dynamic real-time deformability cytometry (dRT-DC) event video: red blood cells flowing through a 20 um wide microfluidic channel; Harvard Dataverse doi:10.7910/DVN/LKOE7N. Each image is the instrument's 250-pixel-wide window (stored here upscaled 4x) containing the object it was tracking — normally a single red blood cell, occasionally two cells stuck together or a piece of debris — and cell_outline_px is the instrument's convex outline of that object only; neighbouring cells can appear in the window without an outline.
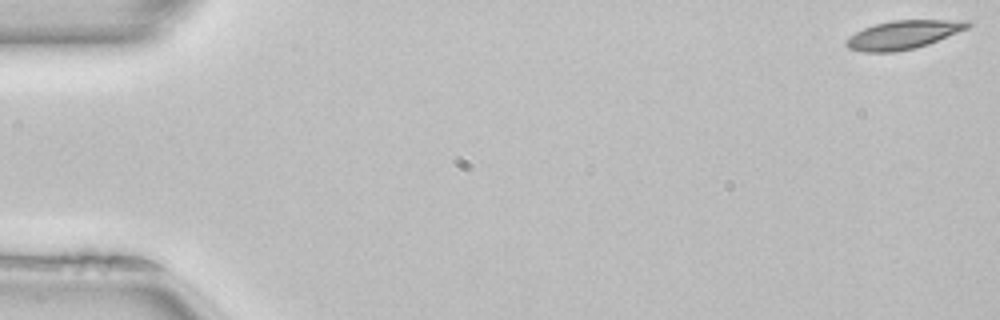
{"species": "common noctule bat (a hibernating species)", "species_latin": "Nyctalus noctula", "temperature_condition": "room temperature", "stored_images_in_passage": 51, "camera_frame_rate_fps": 3000, "um_per_image_px": 0.085, "animal": {"sex": "female", "body_mass_g": 22.7, "forearm_length_mm": 54.2}, "frame": {"image": 1, "passage_image": 1, "time_ms": 0.0, "image_size_px": [1000, 320], "cell_outline_px": [[972, 24], [968, 28], [928, 44], [916, 48], [892, 52], [864, 52], [848, 48], [844, 44], [844, 40], [848, 36], [864, 28], [876, 24], [892, 20], [972, 20]], "centroid_in_image_um": [76.76, 2.95], "position_along_channel_um": 8.2, "area_um2": 20.29}}
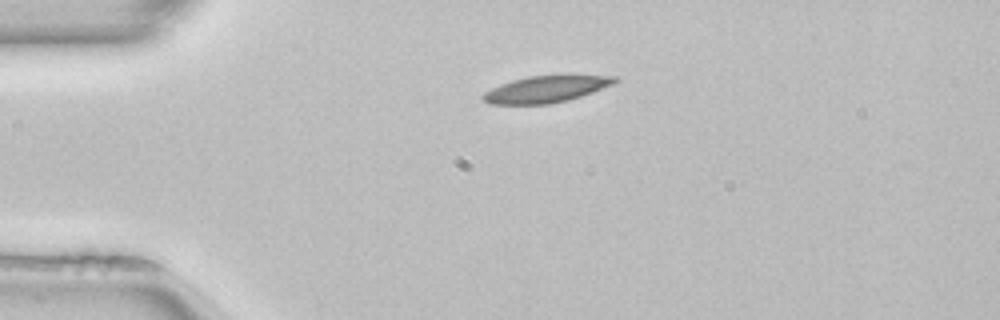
{"frame": {"image": 2, "passage_image": 12, "time_ms": 3.667, "image_size_px": [1000, 320], "cell_outline_px": [[620, 80], [612, 84], [592, 92], [568, 100], [548, 104], [488, 104], [480, 96], [484, 92], [500, 84], [512, 80], [528, 76], [616, 76]], "centroid_in_image_um": [46.35, 7.59], "position_along_channel_um": 38.6, "area_um2": 20.11}}
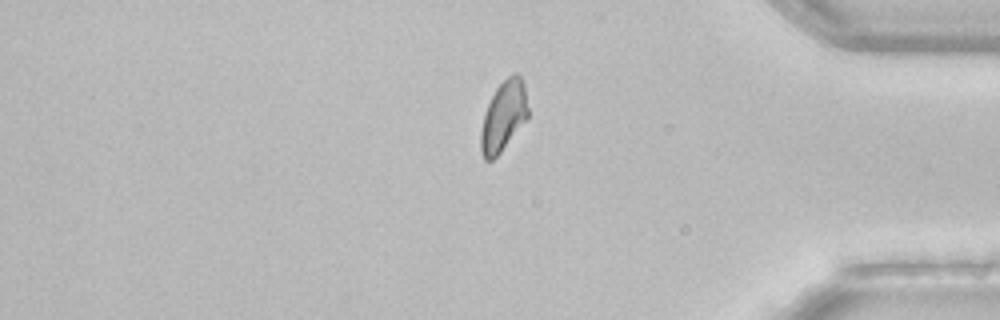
{"frame": {"image": 3, "passage_image": 43, "time_ms": 14.0, "image_size_px": [1000, 320], "cell_outline_px": [[528, 116], [500, 152], [492, 160], [484, 160], [480, 152], [480, 132], [484, 112], [496, 88], [508, 76], [516, 72], [520, 76], [524, 84], [528, 108]], "centroid_in_image_um": [42.77, 9.87], "position_along_channel_um": 392.4, "area_um2": 19.07}, "authors_computed_cell_mechanics": {"area_um2": 20.0566, "velocity_mm_per_s": 4.0019, "shape_relaxation_time_tau1_ms": 8.3755, "shape_relaxation_time_tau2_ms": 3.9017, "deformation_change_tau1": 0.1966, "deformation_change_tau2": 0.0903}}